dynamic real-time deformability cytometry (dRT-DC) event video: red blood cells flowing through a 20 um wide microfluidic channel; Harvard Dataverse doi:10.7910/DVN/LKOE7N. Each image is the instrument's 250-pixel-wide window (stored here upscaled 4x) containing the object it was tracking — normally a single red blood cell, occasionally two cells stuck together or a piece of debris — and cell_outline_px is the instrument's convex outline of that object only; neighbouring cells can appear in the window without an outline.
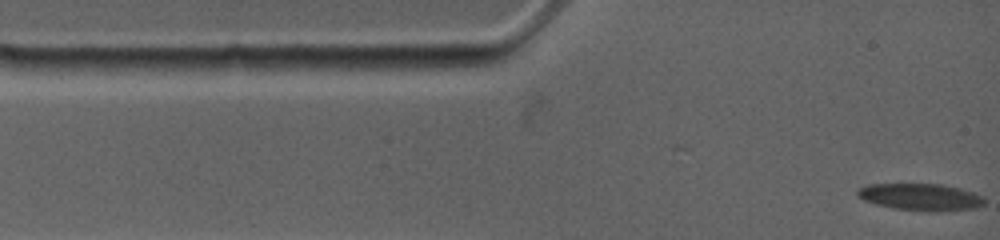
{"species": "common noctule bat (a hibernating species)", "species_latin": "Nyctalus noctula", "temperature_condition": "warm", "stored_images_in_passage": 2, "camera_frame_rate_fps": 4500, "um_per_image_px": 0.085, "animal": {"sex": "female", "body_mass_g": 19.0, "forearm_length_mm": 53.3}, "frame": {"image": 1, "passage_image": 2, "time_ms": 0.444, "image_size_px": [1000, 240], "cell_outline_px": [[984, 204], [972, 208], [936, 212], [892, 208], [876, 204], [864, 200], [856, 192], [860, 188], [868, 184], [940, 184], [960, 188], [984, 196]], "centroid_in_image_um": [78.26, 16.74], "position_along_channel_um": 6.7, "area_um2": 19.77}}